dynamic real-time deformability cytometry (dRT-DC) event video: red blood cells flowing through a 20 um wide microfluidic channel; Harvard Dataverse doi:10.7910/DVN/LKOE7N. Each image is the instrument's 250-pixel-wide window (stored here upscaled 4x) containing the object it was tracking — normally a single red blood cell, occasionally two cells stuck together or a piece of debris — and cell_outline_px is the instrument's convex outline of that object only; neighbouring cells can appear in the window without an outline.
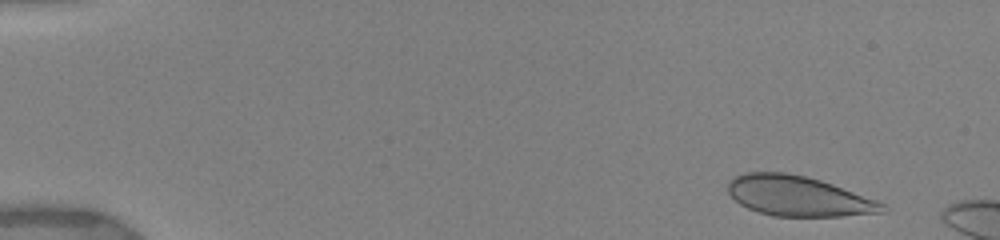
{"species": "human", "species_latin": "Homo sapiens", "temperature_condition": "warm", "stored_images_in_passage": 4, "camera_frame_rate_fps": 3000, "um_per_image_px": 0.085, "donor": {"sex": "female"}, "frame": {"image": 1, "passage_image": 1, "time_ms": 0.0, "image_size_px": [1000, 240], "cell_outline_px": [[888, 212], [840, 216], [772, 216], [748, 208], [740, 204], [728, 192], [728, 180], [732, 176], [744, 172], [788, 172], [820, 180], [832, 184], [876, 200], [884, 204], [888, 208]], "centroid_in_image_um": [67.84, 16.66], "position_along_channel_um": 17.2, "area_um2": 36.13}}